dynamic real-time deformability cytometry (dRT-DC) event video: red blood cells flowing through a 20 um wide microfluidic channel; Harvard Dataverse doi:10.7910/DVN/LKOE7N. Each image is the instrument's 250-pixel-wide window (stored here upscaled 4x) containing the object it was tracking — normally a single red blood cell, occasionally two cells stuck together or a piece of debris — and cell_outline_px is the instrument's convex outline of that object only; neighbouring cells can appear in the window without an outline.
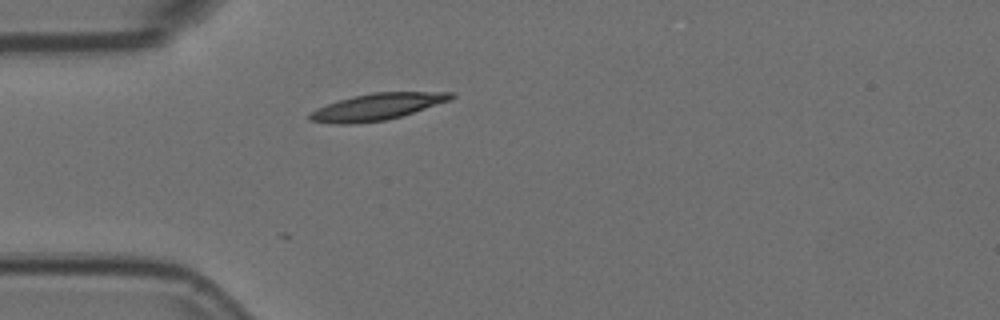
{"species": "Egyptian fruit bat (a non-hibernating species)", "species_latin": "Rousettus aegyptiacus", "temperature_condition": "room temperature", "stored_images_in_passage": 1, "camera_frame_rate_fps": 3000, "um_per_image_px": 0.085, "animal": {"sex": "female"}, "frame": {"image": 1, "passage_image": 1, "time_ms": 0.0, "image_size_px": [1000, 320], "cell_outline_px": [[456, 96], [448, 100], [400, 116], [384, 120], [352, 124], [332, 124], [308, 120], [308, 116], [316, 108], [352, 96], [372, 92], [452, 92]], "centroid_in_image_um": [31.98, 9.07], "position_along_channel_um": 53.0, "area_um2": 21.56}}